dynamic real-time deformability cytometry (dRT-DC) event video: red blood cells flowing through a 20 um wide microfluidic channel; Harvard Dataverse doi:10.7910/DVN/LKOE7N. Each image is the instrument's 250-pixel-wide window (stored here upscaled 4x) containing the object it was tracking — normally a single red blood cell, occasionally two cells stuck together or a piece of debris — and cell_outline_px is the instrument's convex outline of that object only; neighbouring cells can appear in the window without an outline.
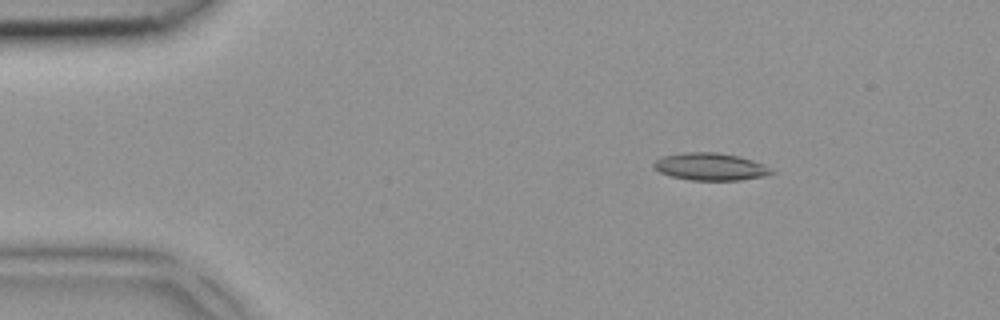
{"species": "common noctule bat (a hibernating species)", "species_latin": "Nyctalus noctula", "temperature_condition": "room temperature", "stored_images_in_passage": 4, "camera_frame_rate_fps": 3000, "um_per_image_px": 0.085, "animal": {"sex": "female", "body_mass_g": 18.4}, "frame": {"image": 1, "passage_image": 1, "time_ms": 0.0, "image_size_px": [1000, 320], "cell_outline_px": [[776, 172], [764, 176], [736, 180], [692, 180], [672, 176], [660, 172], [652, 164], [656, 160], [664, 156], [684, 152], [716, 152], [736, 156], [752, 160], [764, 164], [772, 168]], "centroid_in_image_um": [60.41, 14.16], "position_along_channel_um": 24.6, "area_um2": 18.55}}
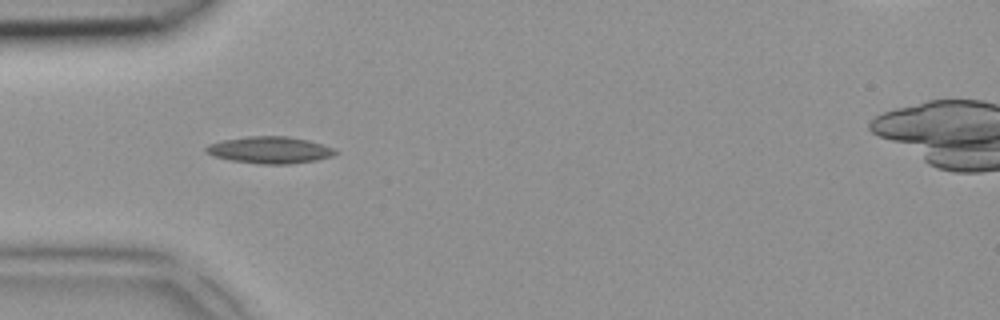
{"frame": {"image": 2, "passage_image": 3, "time_ms": 0.667, "image_size_px": [1000, 320], "cell_outline_px": [[340, 152], [332, 156], [316, 160], [288, 164], [260, 164], [232, 160], [216, 156], [204, 152], [204, 148], [208, 144], [224, 140], [248, 136], [288, 136], [308, 140], [336, 148]], "centroid_in_image_um": [22.97, 12.74], "position_along_channel_um": 62.0, "area_um2": 20.23}}